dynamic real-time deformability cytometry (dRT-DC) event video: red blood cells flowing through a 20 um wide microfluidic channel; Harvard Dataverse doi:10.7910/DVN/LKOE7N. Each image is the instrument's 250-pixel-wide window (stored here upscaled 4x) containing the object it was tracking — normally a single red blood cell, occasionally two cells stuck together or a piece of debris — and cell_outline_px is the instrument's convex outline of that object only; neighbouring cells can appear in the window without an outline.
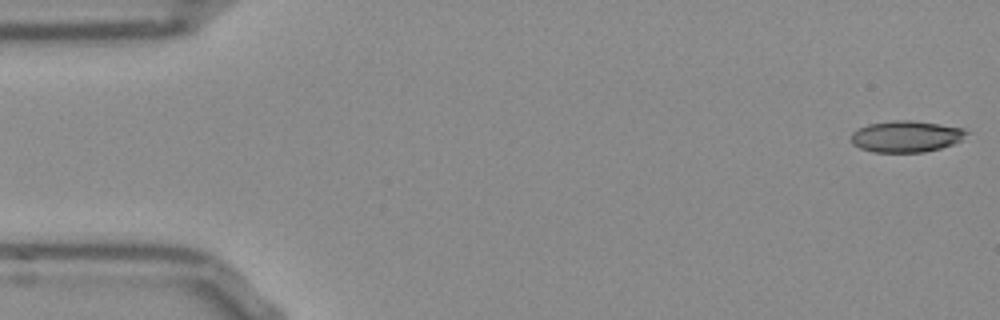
{"species": "Egyptian fruit bat (a non-hibernating species)", "species_latin": "Rousettus aegyptiacus", "temperature_condition": "room temperature", "stored_images_in_passage": 52, "camera_frame_rate_fps": 3000, "um_per_image_px": 0.085, "frame": {"image": 1, "passage_image": 1, "time_ms": 0.0, "image_size_px": [1000, 320], "cell_outline_px": [[968, 132], [960, 140], [952, 144], [940, 148], [924, 152], [872, 152], [860, 148], [852, 144], [852, 132], [868, 124], [892, 120], [912, 120], [940, 124], [964, 128]], "centroid_in_image_um": [77.01, 11.59], "position_along_channel_um": 8.0, "area_um2": 21.04}}
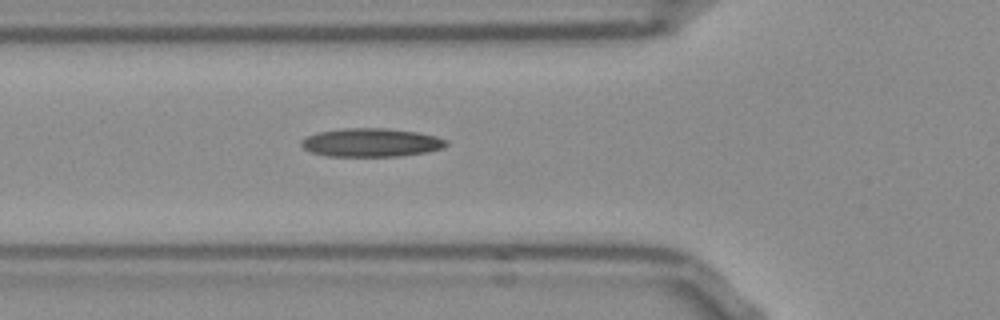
{"frame": {"image": 2, "passage_image": 18, "time_ms": 5.667, "image_size_px": [1000, 320], "cell_outline_px": [[448, 144], [444, 148], [428, 152], [396, 156], [328, 156], [312, 152], [304, 148], [300, 144], [300, 140], [316, 132], [340, 128], [388, 128], [416, 132], [436, 136], [448, 140]], "centroid_in_image_um": [31.56, 12.11], "position_along_channel_um": 94.2, "area_um2": 24.22}}
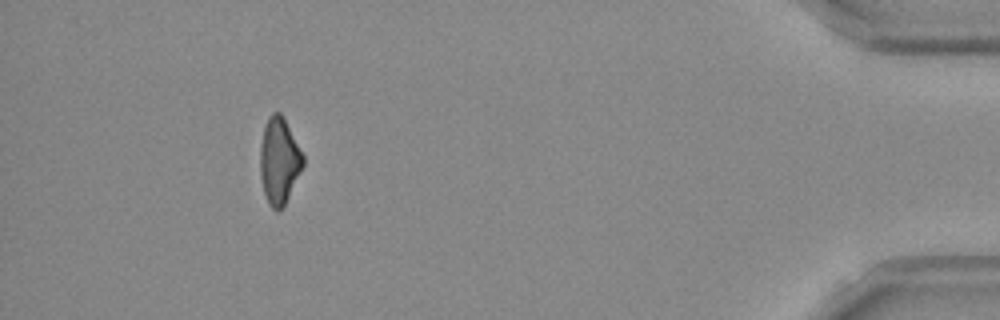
{"frame": {"image": 3, "passage_image": 48, "time_ms": 15.667, "image_size_px": [1000, 320], "cell_outline_px": [[304, 164], [284, 204], [276, 212], [268, 204], [264, 192], [260, 176], [260, 144], [264, 128], [268, 116], [272, 112], [280, 112], [284, 116], [304, 156]], "centroid_in_image_um": [23.72, 13.62], "position_along_channel_um": 411.5, "area_um2": 21.5}, "authors_computed_cell_mechanics": {"area_um2": 22.3686, "velocity_mm_per_s": 3.8224, "shape_relaxation_time_tau1_ms": null, "shape_relaxation_time_tau2_ms": 7.775, "deformation_change_tau1": null, "deformation_change_tau2": 0.1998}}